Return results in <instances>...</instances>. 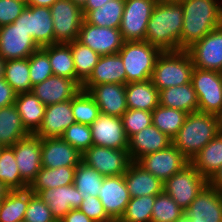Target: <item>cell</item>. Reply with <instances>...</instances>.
Listing matches in <instances>:
<instances>
[{"instance_id":"30","label":"cell","mask_w":222,"mask_h":222,"mask_svg":"<svg viewBox=\"0 0 222 222\" xmlns=\"http://www.w3.org/2000/svg\"><path fill=\"white\" fill-rule=\"evenodd\" d=\"M159 105L182 110L188 114L197 112L198 98L192 82L160 90Z\"/></svg>"},{"instance_id":"1","label":"cell","mask_w":222,"mask_h":222,"mask_svg":"<svg viewBox=\"0 0 222 222\" xmlns=\"http://www.w3.org/2000/svg\"><path fill=\"white\" fill-rule=\"evenodd\" d=\"M183 27L179 50H187L212 30L222 26V2L217 0H179Z\"/></svg>"},{"instance_id":"26","label":"cell","mask_w":222,"mask_h":222,"mask_svg":"<svg viewBox=\"0 0 222 222\" xmlns=\"http://www.w3.org/2000/svg\"><path fill=\"white\" fill-rule=\"evenodd\" d=\"M124 179L131 198L158 195L164 192V182L132 161L124 173Z\"/></svg>"},{"instance_id":"31","label":"cell","mask_w":222,"mask_h":222,"mask_svg":"<svg viewBox=\"0 0 222 222\" xmlns=\"http://www.w3.org/2000/svg\"><path fill=\"white\" fill-rule=\"evenodd\" d=\"M207 180L222 166V130L190 161Z\"/></svg>"},{"instance_id":"40","label":"cell","mask_w":222,"mask_h":222,"mask_svg":"<svg viewBox=\"0 0 222 222\" xmlns=\"http://www.w3.org/2000/svg\"><path fill=\"white\" fill-rule=\"evenodd\" d=\"M67 44L71 48L76 77L84 83L92 74V71L101 56L94 52L90 47L81 44L77 40Z\"/></svg>"},{"instance_id":"12","label":"cell","mask_w":222,"mask_h":222,"mask_svg":"<svg viewBox=\"0 0 222 222\" xmlns=\"http://www.w3.org/2000/svg\"><path fill=\"white\" fill-rule=\"evenodd\" d=\"M137 163L163 182L183 170L190 161L171 144L166 149L147 154Z\"/></svg>"},{"instance_id":"23","label":"cell","mask_w":222,"mask_h":222,"mask_svg":"<svg viewBox=\"0 0 222 222\" xmlns=\"http://www.w3.org/2000/svg\"><path fill=\"white\" fill-rule=\"evenodd\" d=\"M82 162V153L62 138H42V167L59 168L78 166Z\"/></svg>"},{"instance_id":"50","label":"cell","mask_w":222,"mask_h":222,"mask_svg":"<svg viewBox=\"0 0 222 222\" xmlns=\"http://www.w3.org/2000/svg\"><path fill=\"white\" fill-rule=\"evenodd\" d=\"M26 7L25 0H0V27L13 23Z\"/></svg>"},{"instance_id":"60","label":"cell","mask_w":222,"mask_h":222,"mask_svg":"<svg viewBox=\"0 0 222 222\" xmlns=\"http://www.w3.org/2000/svg\"><path fill=\"white\" fill-rule=\"evenodd\" d=\"M177 222H191L185 215Z\"/></svg>"},{"instance_id":"28","label":"cell","mask_w":222,"mask_h":222,"mask_svg":"<svg viewBox=\"0 0 222 222\" xmlns=\"http://www.w3.org/2000/svg\"><path fill=\"white\" fill-rule=\"evenodd\" d=\"M14 104L25 130L35 135L42 125L46 106L33 92L17 94Z\"/></svg>"},{"instance_id":"41","label":"cell","mask_w":222,"mask_h":222,"mask_svg":"<svg viewBox=\"0 0 222 222\" xmlns=\"http://www.w3.org/2000/svg\"><path fill=\"white\" fill-rule=\"evenodd\" d=\"M104 176L97 170L81 162L75 171L74 185L82 197H98L99 190L102 186Z\"/></svg>"},{"instance_id":"45","label":"cell","mask_w":222,"mask_h":222,"mask_svg":"<svg viewBox=\"0 0 222 222\" xmlns=\"http://www.w3.org/2000/svg\"><path fill=\"white\" fill-rule=\"evenodd\" d=\"M61 138L82 154L93 145L91 128L87 124H71Z\"/></svg>"},{"instance_id":"51","label":"cell","mask_w":222,"mask_h":222,"mask_svg":"<svg viewBox=\"0 0 222 222\" xmlns=\"http://www.w3.org/2000/svg\"><path fill=\"white\" fill-rule=\"evenodd\" d=\"M16 95L6 80L0 79V108L14 104Z\"/></svg>"},{"instance_id":"34","label":"cell","mask_w":222,"mask_h":222,"mask_svg":"<svg viewBox=\"0 0 222 222\" xmlns=\"http://www.w3.org/2000/svg\"><path fill=\"white\" fill-rule=\"evenodd\" d=\"M77 166L59 168L42 167L34 181L28 187L31 191H42L49 188L72 185Z\"/></svg>"},{"instance_id":"55","label":"cell","mask_w":222,"mask_h":222,"mask_svg":"<svg viewBox=\"0 0 222 222\" xmlns=\"http://www.w3.org/2000/svg\"><path fill=\"white\" fill-rule=\"evenodd\" d=\"M57 0H28L27 5H33L36 7H51Z\"/></svg>"},{"instance_id":"39","label":"cell","mask_w":222,"mask_h":222,"mask_svg":"<svg viewBox=\"0 0 222 222\" xmlns=\"http://www.w3.org/2000/svg\"><path fill=\"white\" fill-rule=\"evenodd\" d=\"M0 181L11 191L28 189V185L21 179L14 156L13 146H5L0 152Z\"/></svg>"},{"instance_id":"5","label":"cell","mask_w":222,"mask_h":222,"mask_svg":"<svg viewBox=\"0 0 222 222\" xmlns=\"http://www.w3.org/2000/svg\"><path fill=\"white\" fill-rule=\"evenodd\" d=\"M162 51L146 41H124L119 50L127 83L151 79L156 60Z\"/></svg>"},{"instance_id":"19","label":"cell","mask_w":222,"mask_h":222,"mask_svg":"<svg viewBox=\"0 0 222 222\" xmlns=\"http://www.w3.org/2000/svg\"><path fill=\"white\" fill-rule=\"evenodd\" d=\"M82 90L94 99L100 113L122 117L128 109L126 104L125 85L103 83L99 85H82Z\"/></svg>"},{"instance_id":"54","label":"cell","mask_w":222,"mask_h":222,"mask_svg":"<svg viewBox=\"0 0 222 222\" xmlns=\"http://www.w3.org/2000/svg\"><path fill=\"white\" fill-rule=\"evenodd\" d=\"M110 0H88L82 11H91L98 9Z\"/></svg>"},{"instance_id":"57","label":"cell","mask_w":222,"mask_h":222,"mask_svg":"<svg viewBox=\"0 0 222 222\" xmlns=\"http://www.w3.org/2000/svg\"><path fill=\"white\" fill-rule=\"evenodd\" d=\"M5 62L1 57H0V79L4 78V70H5Z\"/></svg>"},{"instance_id":"38","label":"cell","mask_w":222,"mask_h":222,"mask_svg":"<svg viewBox=\"0 0 222 222\" xmlns=\"http://www.w3.org/2000/svg\"><path fill=\"white\" fill-rule=\"evenodd\" d=\"M188 113L158 105L152 111V124L173 139L183 126Z\"/></svg>"},{"instance_id":"49","label":"cell","mask_w":222,"mask_h":222,"mask_svg":"<svg viewBox=\"0 0 222 222\" xmlns=\"http://www.w3.org/2000/svg\"><path fill=\"white\" fill-rule=\"evenodd\" d=\"M79 209L94 222H114L107 215L101 200L98 197H83V201Z\"/></svg>"},{"instance_id":"46","label":"cell","mask_w":222,"mask_h":222,"mask_svg":"<svg viewBox=\"0 0 222 222\" xmlns=\"http://www.w3.org/2000/svg\"><path fill=\"white\" fill-rule=\"evenodd\" d=\"M52 75L48 54L39 48L29 56V76L32 86L43 82Z\"/></svg>"},{"instance_id":"2","label":"cell","mask_w":222,"mask_h":222,"mask_svg":"<svg viewBox=\"0 0 222 222\" xmlns=\"http://www.w3.org/2000/svg\"><path fill=\"white\" fill-rule=\"evenodd\" d=\"M183 15L180 1L156 3L147 24L145 41L161 51L179 50Z\"/></svg>"},{"instance_id":"27","label":"cell","mask_w":222,"mask_h":222,"mask_svg":"<svg viewBox=\"0 0 222 222\" xmlns=\"http://www.w3.org/2000/svg\"><path fill=\"white\" fill-rule=\"evenodd\" d=\"M127 84V75L119 53L101 56L92 74L82 85Z\"/></svg>"},{"instance_id":"18","label":"cell","mask_w":222,"mask_h":222,"mask_svg":"<svg viewBox=\"0 0 222 222\" xmlns=\"http://www.w3.org/2000/svg\"><path fill=\"white\" fill-rule=\"evenodd\" d=\"M98 198L107 215L118 222L131 199L124 175L104 177Z\"/></svg>"},{"instance_id":"24","label":"cell","mask_w":222,"mask_h":222,"mask_svg":"<svg viewBox=\"0 0 222 222\" xmlns=\"http://www.w3.org/2000/svg\"><path fill=\"white\" fill-rule=\"evenodd\" d=\"M76 123L72 99L46 106L43 122L37 133L40 138H61L64 131Z\"/></svg>"},{"instance_id":"22","label":"cell","mask_w":222,"mask_h":222,"mask_svg":"<svg viewBox=\"0 0 222 222\" xmlns=\"http://www.w3.org/2000/svg\"><path fill=\"white\" fill-rule=\"evenodd\" d=\"M82 87L74 80L52 75L33 86L32 92L45 105L64 102L74 98Z\"/></svg>"},{"instance_id":"44","label":"cell","mask_w":222,"mask_h":222,"mask_svg":"<svg viewBox=\"0 0 222 222\" xmlns=\"http://www.w3.org/2000/svg\"><path fill=\"white\" fill-rule=\"evenodd\" d=\"M72 111L76 123L91 125L100 114V109L88 92L81 90L72 98Z\"/></svg>"},{"instance_id":"32","label":"cell","mask_w":222,"mask_h":222,"mask_svg":"<svg viewBox=\"0 0 222 222\" xmlns=\"http://www.w3.org/2000/svg\"><path fill=\"white\" fill-rule=\"evenodd\" d=\"M28 135L15 104L0 108V146H13Z\"/></svg>"},{"instance_id":"16","label":"cell","mask_w":222,"mask_h":222,"mask_svg":"<svg viewBox=\"0 0 222 222\" xmlns=\"http://www.w3.org/2000/svg\"><path fill=\"white\" fill-rule=\"evenodd\" d=\"M90 128L93 145L128 150V137L121 117L100 113Z\"/></svg>"},{"instance_id":"6","label":"cell","mask_w":222,"mask_h":222,"mask_svg":"<svg viewBox=\"0 0 222 222\" xmlns=\"http://www.w3.org/2000/svg\"><path fill=\"white\" fill-rule=\"evenodd\" d=\"M191 82L198 98V111L222 118V72L194 67Z\"/></svg>"},{"instance_id":"43","label":"cell","mask_w":222,"mask_h":222,"mask_svg":"<svg viewBox=\"0 0 222 222\" xmlns=\"http://www.w3.org/2000/svg\"><path fill=\"white\" fill-rule=\"evenodd\" d=\"M156 195L131 198L118 222H151Z\"/></svg>"},{"instance_id":"37","label":"cell","mask_w":222,"mask_h":222,"mask_svg":"<svg viewBox=\"0 0 222 222\" xmlns=\"http://www.w3.org/2000/svg\"><path fill=\"white\" fill-rule=\"evenodd\" d=\"M4 79L16 94L32 92L29 76V57L5 62Z\"/></svg>"},{"instance_id":"15","label":"cell","mask_w":222,"mask_h":222,"mask_svg":"<svg viewBox=\"0 0 222 222\" xmlns=\"http://www.w3.org/2000/svg\"><path fill=\"white\" fill-rule=\"evenodd\" d=\"M42 138L30 134L13 145L14 156L21 179L28 185L34 181L42 168Z\"/></svg>"},{"instance_id":"9","label":"cell","mask_w":222,"mask_h":222,"mask_svg":"<svg viewBox=\"0 0 222 222\" xmlns=\"http://www.w3.org/2000/svg\"><path fill=\"white\" fill-rule=\"evenodd\" d=\"M82 162L109 177L124 175L132 161L126 149L92 145L82 154Z\"/></svg>"},{"instance_id":"42","label":"cell","mask_w":222,"mask_h":222,"mask_svg":"<svg viewBox=\"0 0 222 222\" xmlns=\"http://www.w3.org/2000/svg\"><path fill=\"white\" fill-rule=\"evenodd\" d=\"M151 222H177L184 216V210L165 192L156 195Z\"/></svg>"},{"instance_id":"56","label":"cell","mask_w":222,"mask_h":222,"mask_svg":"<svg viewBox=\"0 0 222 222\" xmlns=\"http://www.w3.org/2000/svg\"><path fill=\"white\" fill-rule=\"evenodd\" d=\"M11 190L0 181V202L7 196Z\"/></svg>"},{"instance_id":"53","label":"cell","mask_w":222,"mask_h":222,"mask_svg":"<svg viewBox=\"0 0 222 222\" xmlns=\"http://www.w3.org/2000/svg\"><path fill=\"white\" fill-rule=\"evenodd\" d=\"M208 184L222 192V166L208 180Z\"/></svg>"},{"instance_id":"13","label":"cell","mask_w":222,"mask_h":222,"mask_svg":"<svg viewBox=\"0 0 222 222\" xmlns=\"http://www.w3.org/2000/svg\"><path fill=\"white\" fill-rule=\"evenodd\" d=\"M77 41L100 56L118 53L124 42L119 28L99 27L84 20Z\"/></svg>"},{"instance_id":"48","label":"cell","mask_w":222,"mask_h":222,"mask_svg":"<svg viewBox=\"0 0 222 222\" xmlns=\"http://www.w3.org/2000/svg\"><path fill=\"white\" fill-rule=\"evenodd\" d=\"M24 222H57L49 206L29 189V204L24 215Z\"/></svg>"},{"instance_id":"10","label":"cell","mask_w":222,"mask_h":222,"mask_svg":"<svg viewBox=\"0 0 222 222\" xmlns=\"http://www.w3.org/2000/svg\"><path fill=\"white\" fill-rule=\"evenodd\" d=\"M55 44L77 40L84 20L82 9L71 0H57L51 7Z\"/></svg>"},{"instance_id":"59","label":"cell","mask_w":222,"mask_h":222,"mask_svg":"<svg viewBox=\"0 0 222 222\" xmlns=\"http://www.w3.org/2000/svg\"><path fill=\"white\" fill-rule=\"evenodd\" d=\"M179 0H155L156 3H171V2H177Z\"/></svg>"},{"instance_id":"11","label":"cell","mask_w":222,"mask_h":222,"mask_svg":"<svg viewBox=\"0 0 222 222\" xmlns=\"http://www.w3.org/2000/svg\"><path fill=\"white\" fill-rule=\"evenodd\" d=\"M155 0H125L119 30L124 41H145Z\"/></svg>"},{"instance_id":"7","label":"cell","mask_w":222,"mask_h":222,"mask_svg":"<svg viewBox=\"0 0 222 222\" xmlns=\"http://www.w3.org/2000/svg\"><path fill=\"white\" fill-rule=\"evenodd\" d=\"M207 184L208 180L189 164L164 182V192L185 211Z\"/></svg>"},{"instance_id":"29","label":"cell","mask_w":222,"mask_h":222,"mask_svg":"<svg viewBox=\"0 0 222 222\" xmlns=\"http://www.w3.org/2000/svg\"><path fill=\"white\" fill-rule=\"evenodd\" d=\"M125 94L128 109L152 112L159 105V90L154 86L151 79L127 83Z\"/></svg>"},{"instance_id":"36","label":"cell","mask_w":222,"mask_h":222,"mask_svg":"<svg viewBox=\"0 0 222 222\" xmlns=\"http://www.w3.org/2000/svg\"><path fill=\"white\" fill-rule=\"evenodd\" d=\"M29 204V188L10 191L0 202V222H22Z\"/></svg>"},{"instance_id":"52","label":"cell","mask_w":222,"mask_h":222,"mask_svg":"<svg viewBox=\"0 0 222 222\" xmlns=\"http://www.w3.org/2000/svg\"><path fill=\"white\" fill-rule=\"evenodd\" d=\"M59 222H94L80 209L70 210Z\"/></svg>"},{"instance_id":"3","label":"cell","mask_w":222,"mask_h":222,"mask_svg":"<svg viewBox=\"0 0 222 222\" xmlns=\"http://www.w3.org/2000/svg\"><path fill=\"white\" fill-rule=\"evenodd\" d=\"M222 130V118L203 112L189 113L172 144L189 160Z\"/></svg>"},{"instance_id":"14","label":"cell","mask_w":222,"mask_h":222,"mask_svg":"<svg viewBox=\"0 0 222 222\" xmlns=\"http://www.w3.org/2000/svg\"><path fill=\"white\" fill-rule=\"evenodd\" d=\"M186 51L194 67L222 72V26L209 32Z\"/></svg>"},{"instance_id":"33","label":"cell","mask_w":222,"mask_h":222,"mask_svg":"<svg viewBox=\"0 0 222 222\" xmlns=\"http://www.w3.org/2000/svg\"><path fill=\"white\" fill-rule=\"evenodd\" d=\"M48 54L53 75L76 81L81 87L82 82L76 77L71 48L67 43H57L42 47Z\"/></svg>"},{"instance_id":"21","label":"cell","mask_w":222,"mask_h":222,"mask_svg":"<svg viewBox=\"0 0 222 222\" xmlns=\"http://www.w3.org/2000/svg\"><path fill=\"white\" fill-rule=\"evenodd\" d=\"M32 192L49 206L57 222L70 210L79 209L83 201L82 195L74 184Z\"/></svg>"},{"instance_id":"20","label":"cell","mask_w":222,"mask_h":222,"mask_svg":"<svg viewBox=\"0 0 222 222\" xmlns=\"http://www.w3.org/2000/svg\"><path fill=\"white\" fill-rule=\"evenodd\" d=\"M184 215L191 222H222V192L207 184Z\"/></svg>"},{"instance_id":"47","label":"cell","mask_w":222,"mask_h":222,"mask_svg":"<svg viewBox=\"0 0 222 222\" xmlns=\"http://www.w3.org/2000/svg\"><path fill=\"white\" fill-rule=\"evenodd\" d=\"M121 118L128 139L152 124L151 111L127 109Z\"/></svg>"},{"instance_id":"17","label":"cell","mask_w":222,"mask_h":222,"mask_svg":"<svg viewBox=\"0 0 222 222\" xmlns=\"http://www.w3.org/2000/svg\"><path fill=\"white\" fill-rule=\"evenodd\" d=\"M38 49L33 38L18 25L0 27V57L4 61L28 58Z\"/></svg>"},{"instance_id":"25","label":"cell","mask_w":222,"mask_h":222,"mask_svg":"<svg viewBox=\"0 0 222 222\" xmlns=\"http://www.w3.org/2000/svg\"><path fill=\"white\" fill-rule=\"evenodd\" d=\"M171 144L172 139L151 124L128 139V152L131 161L137 162L141 157L166 149Z\"/></svg>"},{"instance_id":"8","label":"cell","mask_w":222,"mask_h":222,"mask_svg":"<svg viewBox=\"0 0 222 222\" xmlns=\"http://www.w3.org/2000/svg\"><path fill=\"white\" fill-rule=\"evenodd\" d=\"M13 23L26 31L39 48L55 44L53 20L49 7L27 5Z\"/></svg>"},{"instance_id":"58","label":"cell","mask_w":222,"mask_h":222,"mask_svg":"<svg viewBox=\"0 0 222 222\" xmlns=\"http://www.w3.org/2000/svg\"><path fill=\"white\" fill-rule=\"evenodd\" d=\"M71 1L82 9L86 5L88 0H71Z\"/></svg>"},{"instance_id":"4","label":"cell","mask_w":222,"mask_h":222,"mask_svg":"<svg viewBox=\"0 0 222 222\" xmlns=\"http://www.w3.org/2000/svg\"><path fill=\"white\" fill-rule=\"evenodd\" d=\"M193 69L192 58L186 50L162 51L156 60L151 80L159 91L188 84Z\"/></svg>"},{"instance_id":"35","label":"cell","mask_w":222,"mask_h":222,"mask_svg":"<svg viewBox=\"0 0 222 222\" xmlns=\"http://www.w3.org/2000/svg\"><path fill=\"white\" fill-rule=\"evenodd\" d=\"M125 0H110L98 9L82 11L86 23L109 28H119Z\"/></svg>"}]
</instances>
